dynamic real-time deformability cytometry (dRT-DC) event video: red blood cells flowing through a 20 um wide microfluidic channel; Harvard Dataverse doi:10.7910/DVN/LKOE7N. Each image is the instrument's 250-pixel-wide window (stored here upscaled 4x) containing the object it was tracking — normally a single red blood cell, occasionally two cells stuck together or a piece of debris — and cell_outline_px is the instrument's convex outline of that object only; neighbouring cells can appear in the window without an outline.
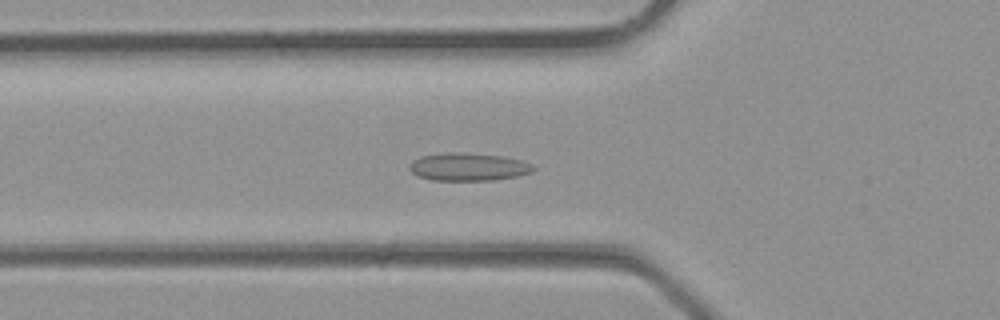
{"species": "common noctule bat (a hibernating species)", "species_latin": "Nyctalus noctula", "temperature_condition": "room temperature", "stored_images_in_passage": 36, "camera_frame_rate_fps": 3000, "um_per_image_px": 0.085, "animal": {"sex": "male", "body_mass_g": 23.1, "forearm_length_mm": 52.7}, "frame": {"image": 1, "passage_image": 13, "time_ms": 4.0, "image_size_px": [1000, 320], "cell_outline_px": [[536, 168], [532, 172], [516, 176], [492, 180], [432, 180], [416, 176], [408, 168], [408, 164], [412, 160], [420, 156], [448, 152], [456, 152], [504, 156], [520, 160], [532, 164]], "centroid_in_image_um": [39.76, 14.18], "position_along_channel_um": 86.0, "area_um2": 20.17}}
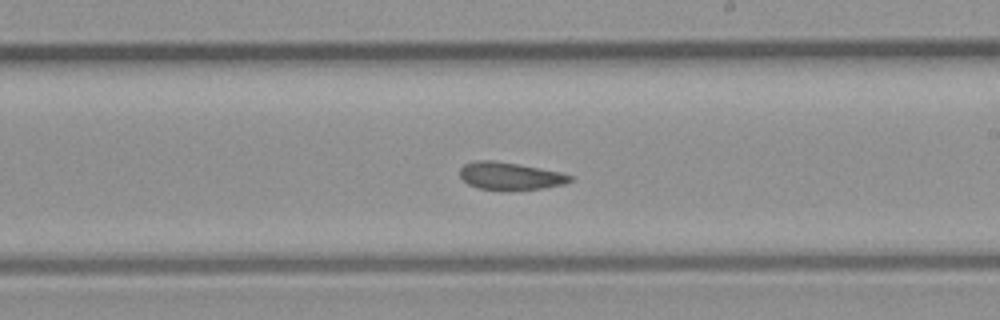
{"frame": {"image": 2, "passage_image": 21, "time_ms": 6.667, "image_size_px": [1000, 320], "cell_outline_px": [[572, 180], [564, 184], [540, 188], [480, 188], [468, 184], [460, 176], [460, 168], [464, 164], [476, 160], [496, 160], [560, 172], [572, 176]], "centroid_in_image_um": [43.33, 14.92], "position_along_channel_um": 245.7, "area_um2": 16.99}}
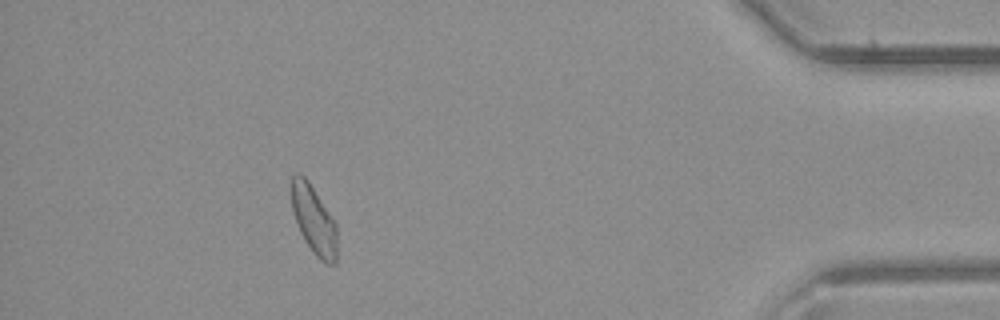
{"frame": {"image": 3, "passage_image": 32, "time_ms": 10.333, "image_size_px": [1000, 320], "cell_outline_px": [[336, 264], [328, 264], [320, 260], [312, 252], [304, 240], [300, 232], [292, 208], [292, 176], [296, 172], [300, 172], [308, 180], [336, 220]], "centroid_in_image_um": [26.69, 18.68], "position_along_channel_um": 408.5, "area_um2": 18.32}}